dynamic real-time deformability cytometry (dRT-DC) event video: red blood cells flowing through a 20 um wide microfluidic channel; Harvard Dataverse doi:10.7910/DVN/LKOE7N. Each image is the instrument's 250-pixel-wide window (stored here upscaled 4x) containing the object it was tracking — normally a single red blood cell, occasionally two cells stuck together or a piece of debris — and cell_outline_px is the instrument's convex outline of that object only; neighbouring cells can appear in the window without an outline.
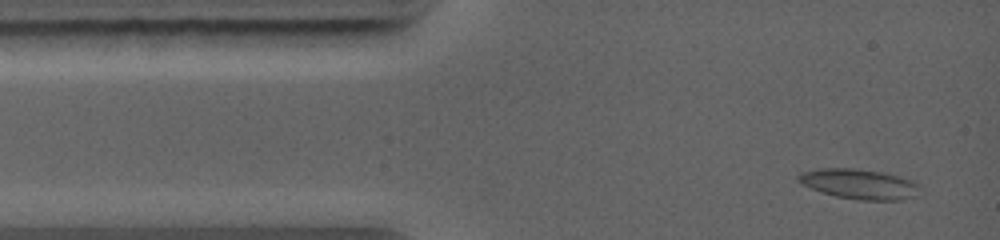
{"species": "common noctule bat (a hibernating species)", "species_latin": "Nyctalus noctula", "temperature_condition": "warm", "stored_images_in_passage": 45, "camera_frame_rate_fps": 5000, "um_per_image_px": 0.085, "animal": {"sex": "female", "body_mass_g": 19.0, "forearm_length_mm": 56.7}, "frame": {"image": 1, "passage_image": 2, "time_ms": 0.4, "image_size_px": [1000, 240], "cell_outline_px": [[924, 192], [900, 200], [856, 200], [836, 196], [800, 184], [796, 180], [796, 176], [800, 172], [816, 168], [852, 168], [884, 172], [900, 176], [920, 184]], "centroid_in_image_um": [73.05, 15.63], "position_along_channel_um": 12.0, "area_um2": 21.62}}
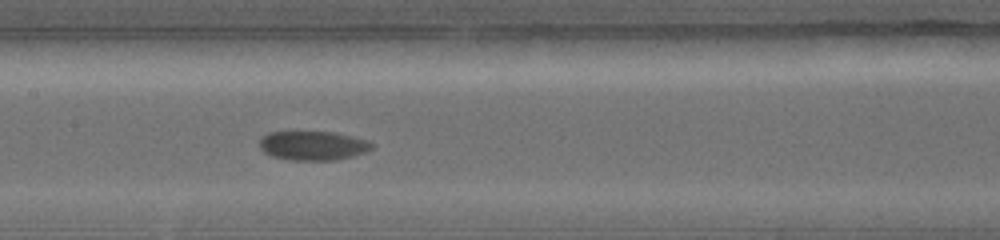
{"frame": {"image": 2, "passage_image": 21, "time_ms": 5.4, "image_size_px": [1000, 240], "cell_outline_px": [[372, 148], [364, 152], [352, 156], [332, 160], [292, 160], [272, 156], [264, 152], [260, 148], [260, 140], [268, 132], [336, 132], [368, 140], [372, 144]], "centroid_in_image_um": [26.59, 12.37], "position_along_channel_um": 180.8, "area_um2": 18.9}}
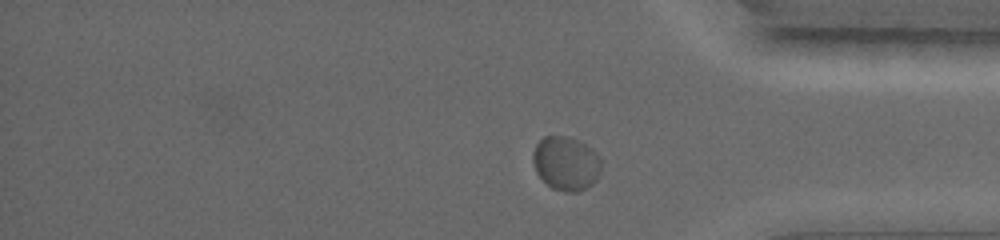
{"frame": {"image": 3, "passage_image": 39, "time_ms": 10.2, "image_size_px": [1000, 240], "cell_outline_px": [[600, 172], [596, 180], [588, 188], [576, 192], [564, 192], [552, 188], [536, 172], [532, 160], [532, 152], [536, 144], [544, 136], [568, 136], [580, 140], [592, 148], [600, 156]], "centroid_in_image_um": [48.12, 13.87], "position_along_channel_um": 387.1, "area_um2": 21.73}}